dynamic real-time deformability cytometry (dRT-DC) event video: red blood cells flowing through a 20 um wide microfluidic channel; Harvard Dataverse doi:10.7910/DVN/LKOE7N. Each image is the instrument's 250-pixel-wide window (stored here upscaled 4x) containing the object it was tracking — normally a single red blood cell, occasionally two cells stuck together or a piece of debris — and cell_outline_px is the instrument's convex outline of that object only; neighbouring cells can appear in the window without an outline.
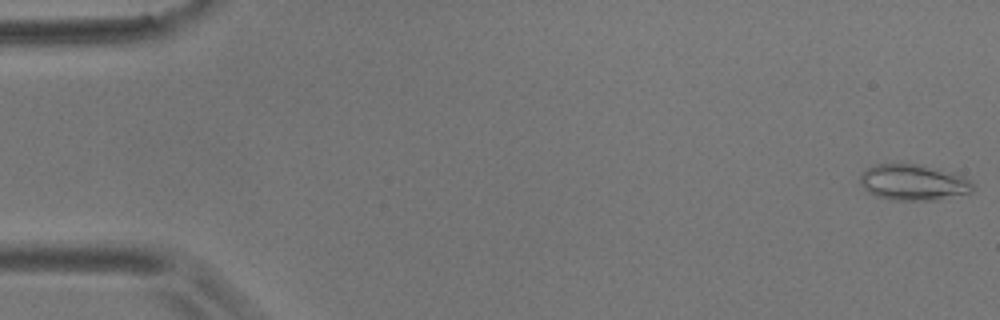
{"species": "common noctule bat (a hibernating species)", "species_latin": "Nyctalus noctula", "temperature_condition": "room temperature", "stored_images_in_passage": 14, "camera_frame_rate_fps": 3000, "um_per_image_px": 0.085, "animal": {"sex": "male", "body_mass_g": 17.9}, "frame": {"image": 1, "passage_image": 1, "time_ms": 0.0, "image_size_px": [1000, 320], "cell_outline_px": [[976, 188], [972, 192], [936, 200], [896, 200], [876, 196], [868, 192], [860, 184], [860, 172], [864, 168], [876, 164], [920, 164], [952, 172], [964, 176], [976, 184]], "centroid_in_image_um": [77.65, 15.49], "position_along_channel_um": 7.3, "area_um2": 23.99}}